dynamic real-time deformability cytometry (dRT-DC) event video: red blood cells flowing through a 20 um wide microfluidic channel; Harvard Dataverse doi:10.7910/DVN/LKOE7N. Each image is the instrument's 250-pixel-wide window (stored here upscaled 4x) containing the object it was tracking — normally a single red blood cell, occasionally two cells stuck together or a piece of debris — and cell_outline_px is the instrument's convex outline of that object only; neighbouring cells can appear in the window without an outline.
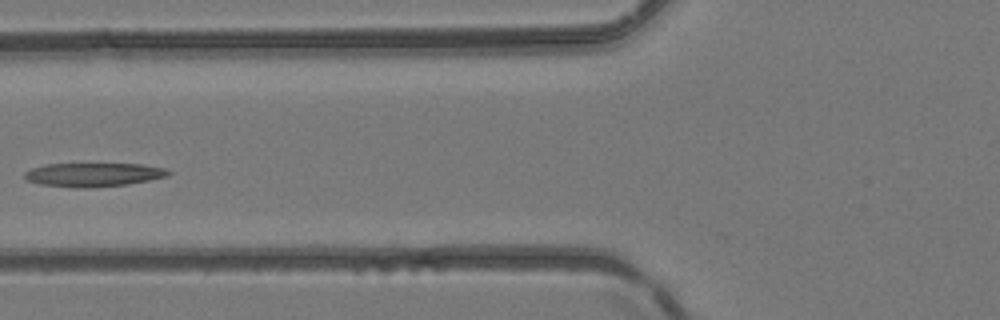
{"species": "common noctule bat (a hibernating species)", "species_latin": "Nyctalus noctula", "temperature_condition": "room temperature", "stored_images_in_passage": 6, "camera_frame_rate_fps": 3000, "um_per_image_px": 0.085, "animal": {"sex": "female", "body_mass_g": 24.6, "forearm_length_mm": 56.2}, "frame": {"image": 1, "passage_image": 6, "time_ms": 1.667, "image_size_px": [1000, 320], "cell_outline_px": [[172, 172], [168, 176], [128, 184], [88, 188], [76, 188], [40, 184], [24, 180], [24, 172], [32, 168], [48, 164], [140, 164], [164, 168]], "centroid_in_image_um": [7.91, 14.85], "position_along_channel_um": 117.9, "area_um2": 19.88}}